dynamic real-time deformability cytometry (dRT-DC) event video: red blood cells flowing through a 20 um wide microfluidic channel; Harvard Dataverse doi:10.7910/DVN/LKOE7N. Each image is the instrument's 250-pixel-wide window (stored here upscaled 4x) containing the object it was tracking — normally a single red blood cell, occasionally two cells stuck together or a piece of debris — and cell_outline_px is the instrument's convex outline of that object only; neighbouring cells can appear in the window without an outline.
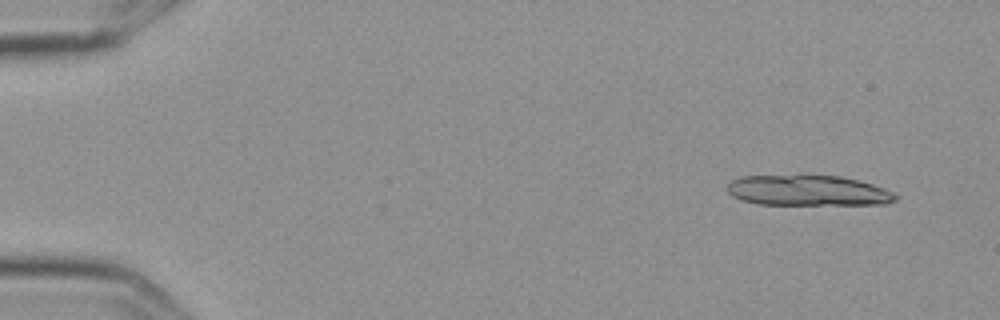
{"species": "Egyptian fruit bat (a non-hibernating species)", "species_latin": "Rousettus aegyptiacus", "temperature_condition": "cold", "stored_images_in_passage": 5, "camera_frame_rate_fps": 3000, "um_per_image_px": 0.085, "frame": {"image": 1, "passage_image": 2, "time_ms": 0.333, "image_size_px": [1000, 320], "cell_outline_px": [[900, 196], [896, 200], [884, 204], [756, 204], [740, 200], [732, 196], [728, 192], [728, 184], [732, 180], [740, 176], [800, 172], [840, 176], [872, 184], [896, 192]], "centroid_in_image_um": [68.64, 16.14], "position_along_channel_um": 16.4, "area_um2": 31.21}}